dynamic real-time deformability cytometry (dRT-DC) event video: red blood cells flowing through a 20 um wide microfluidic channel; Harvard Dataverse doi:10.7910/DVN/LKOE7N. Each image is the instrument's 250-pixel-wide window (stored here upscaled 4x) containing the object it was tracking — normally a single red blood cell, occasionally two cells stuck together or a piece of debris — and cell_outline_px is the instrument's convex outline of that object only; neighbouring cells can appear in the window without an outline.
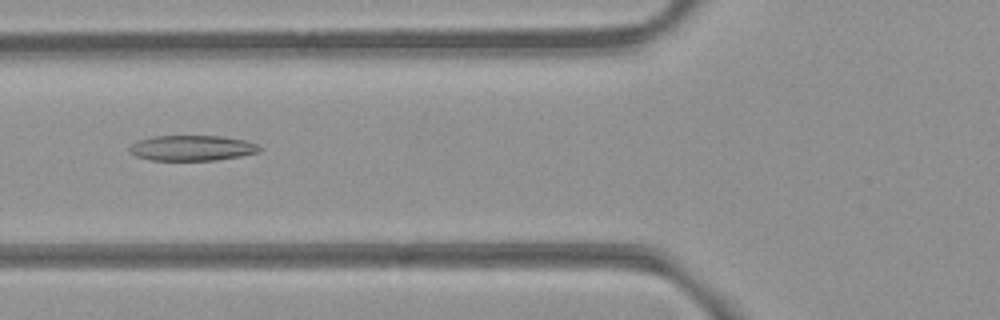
{"species": "common noctule bat (a hibernating species)", "species_latin": "Nyctalus noctula", "temperature_condition": "room temperature", "stored_images_in_passage": 6, "camera_frame_rate_fps": 3000, "um_per_image_px": 0.085, "animal": {"sex": "female", "body_mass_g": 21.9}, "frame": {"image": 1, "passage_image": 6, "time_ms": 1.667, "image_size_px": [1000, 320], "cell_outline_px": [[264, 148], [260, 152], [240, 156], [216, 160], [152, 160], [136, 156], [128, 152], [128, 148], [136, 140], [152, 136], [220, 136], [244, 140], [260, 144]], "centroid_in_image_um": [16.34, 12.58], "position_along_channel_um": 109.5, "area_um2": 19.48}}